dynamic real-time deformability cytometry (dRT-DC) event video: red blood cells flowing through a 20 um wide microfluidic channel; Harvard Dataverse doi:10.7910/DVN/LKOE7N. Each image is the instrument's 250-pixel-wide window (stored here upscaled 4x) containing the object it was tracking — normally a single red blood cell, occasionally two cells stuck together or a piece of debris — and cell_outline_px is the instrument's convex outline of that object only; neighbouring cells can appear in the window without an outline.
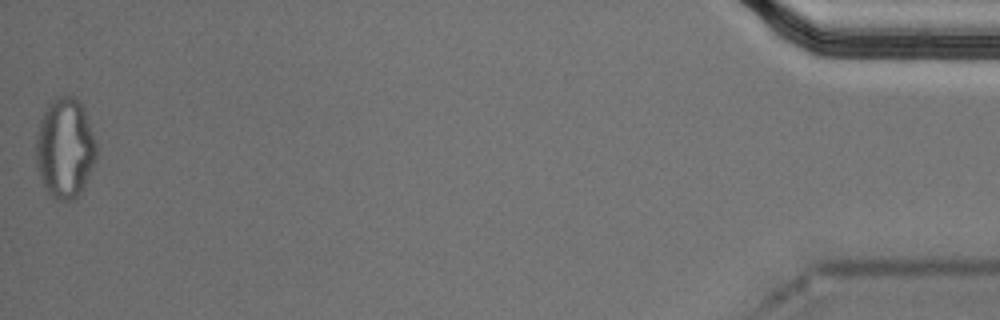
{"species": "Egyptian fruit bat (a non-hibernating species)", "species_latin": "Rousettus aegyptiacus", "temperature_condition": "cold", "stored_images_in_passage": 54, "segment_of_instrument_passage": [2, 2], "camera_frame_rate_fps": 3000, "um_per_image_px": 0.085, "animal": {"sex": "male"}, "frame": {"image": 1, "passage_image": 54, "time_ms": 17.667, "image_size_px": [1000, 320], "cell_outline_px": [[96, 160], [84, 188], [76, 200], [56, 200], [48, 192], [36, 168], [36, 132], [40, 120], [48, 104], [52, 100], [60, 96], [76, 96], [84, 108], [96, 140]], "centroid_in_image_um": [5.53, 12.6], "position_along_channel_um": 429.7, "area_um2": 35.66}}